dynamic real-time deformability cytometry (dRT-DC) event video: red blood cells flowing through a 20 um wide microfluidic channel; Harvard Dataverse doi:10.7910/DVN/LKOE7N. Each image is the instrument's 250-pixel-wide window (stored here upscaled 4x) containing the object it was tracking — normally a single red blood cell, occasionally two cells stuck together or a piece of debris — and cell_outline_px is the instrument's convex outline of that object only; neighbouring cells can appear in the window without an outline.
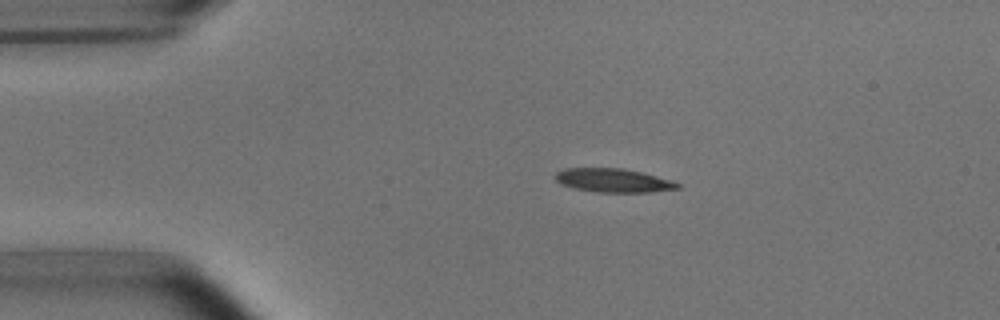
{"species": "common noctule bat (a hibernating species)", "species_latin": "Nyctalus noctula", "temperature_condition": "room temperature", "stored_images_in_passage": 9, "camera_frame_rate_fps": 3000, "um_per_image_px": 0.085, "animal": {"sex": "male", "body_mass_g": 15.6}, "frame": {"image": 1, "passage_image": 1, "time_ms": 0.0, "image_size_px": [1000, 320], "cell_outline_px": [[680, 188], [648, 192], [600, 192], [576, 188], [560, 184], [556, 180], [556, 172], [564, 168], [624, 168], [672, 180], [680, 184]], "centroid_in_image_um": [52.13, 15.33], "position_along_channel_um": 32.9, "area_um2": 16.7}}
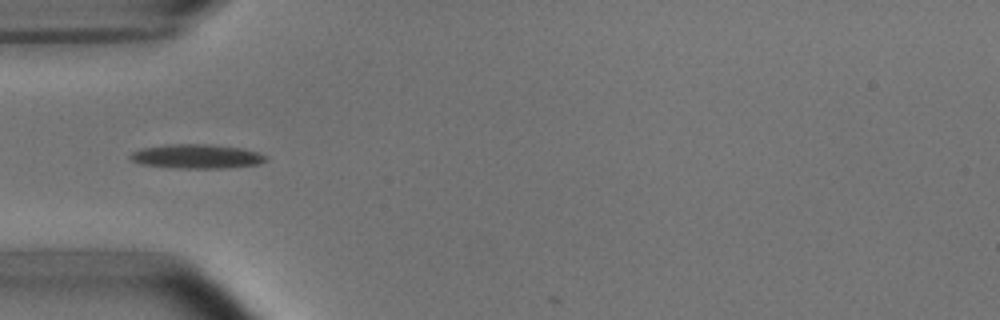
{"frame": {"image": 2, "passage_image": 7, "time_ms": 2.0, "image_size_px": [1000, 320], "cell_outline_px": [[268, 160], [256, 164], [228, 168], [176, 168], [140, 164], [132, 160], [128, 156], [132, 152], [144, 148], [172, 144], [208, 144], [244, 148], [260, 152], [268, 156]], "centroid_in_image_um": [16.77, 13.29], "position_along_channel_um": 68.2, "area_um2": 19.19}}